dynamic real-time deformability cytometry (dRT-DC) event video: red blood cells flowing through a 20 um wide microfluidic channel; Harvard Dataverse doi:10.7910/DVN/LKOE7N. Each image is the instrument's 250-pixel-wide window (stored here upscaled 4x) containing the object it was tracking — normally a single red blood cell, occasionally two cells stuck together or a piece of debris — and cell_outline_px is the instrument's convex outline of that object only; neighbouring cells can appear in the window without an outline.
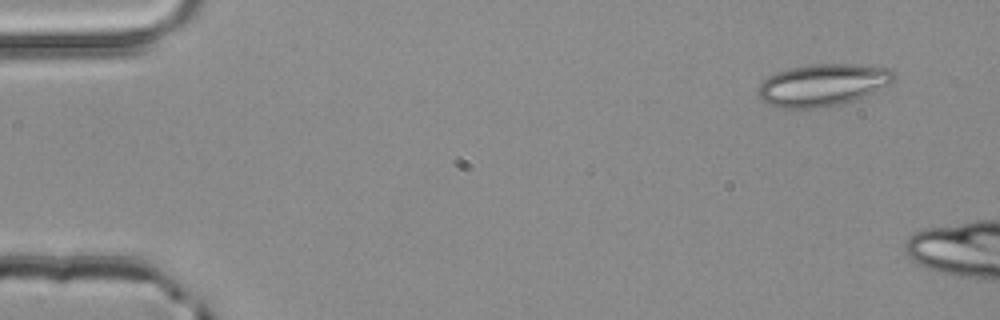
{"species": "common noctule bat (a hibernating species)", "species_latin": "Nyctalus noctula", "temperature_condition": "room temperature", "stored_images_in_passage": 3, "camera_frame_rate_fps": 3000, "um_per_image_px": 0.085, "animal": {"sex": "male", "body_mass_g": 20.4}, "frame": {"image": 1, "passage_image": 1, "time_ms": 0.0, "image_size_px": [1000, 320], "cell_outline_px": [[896, 80], [856, 100], [824, 108], [780, 108], [768, 104], [760, 100], [756, 92], [756, 88], [768, 76], [776, 72], [788, 68], [808, 64], [852, 64], [888, 68], [896, 72]], "centroid_in_image_um": [69.89, 7.23], "position_along_channel_um": 15.1, "area_um2": 33.7}}